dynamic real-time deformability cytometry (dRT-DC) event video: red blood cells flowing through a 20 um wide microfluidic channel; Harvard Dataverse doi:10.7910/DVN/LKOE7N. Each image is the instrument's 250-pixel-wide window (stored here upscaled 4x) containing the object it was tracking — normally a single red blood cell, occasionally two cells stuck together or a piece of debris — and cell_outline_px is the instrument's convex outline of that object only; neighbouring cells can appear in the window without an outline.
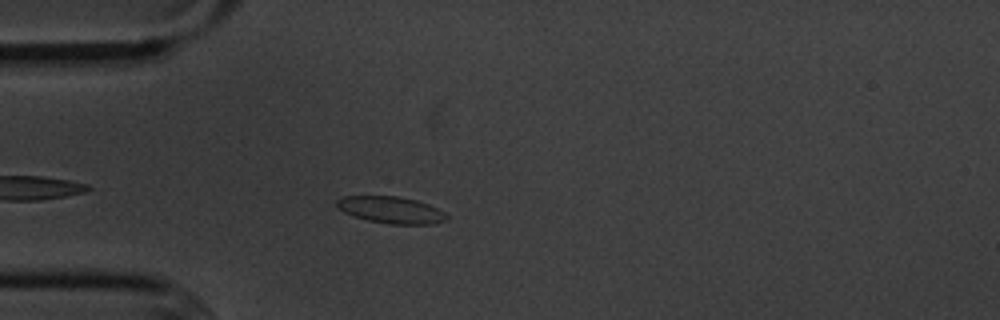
{"species": "common noctule bat (a hibernating species)", "species_latin": "Nyctalus noctula", "temperature_condition": "cold", "stored_images_in_passage": 4, "camera_frame_rate_fps": 3000, "um_per_image_px": 0.085, "animal": {"sex": "male", "body_mass_g": 20.1, "forearm_length_mm": 53.5}, "frame": {"image": 1, "passage_image": 4, "time_ms": 3.333, "image_size_px": [1000, 320], "cell_outline_px": [[448, 220], [436, 224], [388, 224], [368, 220], [352, 216], [344, 212], [336, 204], [336, 200], [344, 196], [396, 196], [416, 200], [428, 204], [444, 212], [448, 216]], "centroid_in_image_um": [33.26, 17.85], "position_along_channel_um": 51.7, "area_um2": 17.17}}